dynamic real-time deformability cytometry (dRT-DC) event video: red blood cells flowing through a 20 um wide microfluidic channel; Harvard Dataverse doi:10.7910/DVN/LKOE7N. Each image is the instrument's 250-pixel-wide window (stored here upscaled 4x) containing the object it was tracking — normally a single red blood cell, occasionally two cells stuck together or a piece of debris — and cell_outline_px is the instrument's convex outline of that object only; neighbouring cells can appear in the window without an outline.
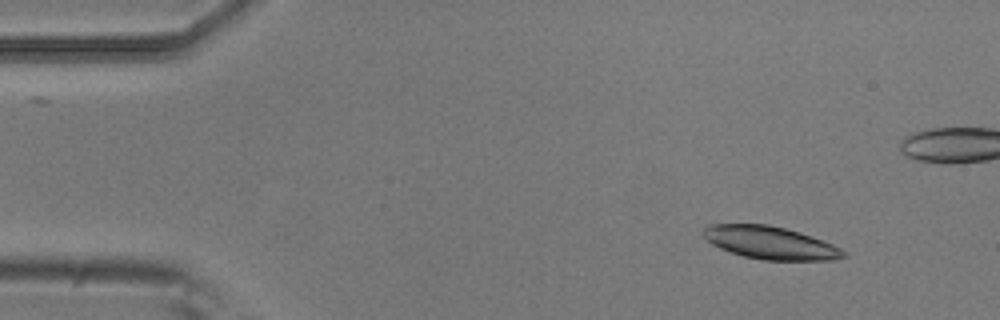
{"species": "common noctule bat (a hibernating species)", "species_latin": "Nyctalus noctula", "temperature_condition": "room temperature", "stored_images_in_passage": 6, "camera_frame_rate_fps": 3000, "um_per_image_px": 0.085, "animal": {"sex": "male", "body_mass_g": 20.5, "forearm_length_mm": 52.5}, "frame": {"image": 1, "passage_image": 1, "time_ms": 0.0, "image_size_px": [1000, 320], "cell_outline_px": [[848, 256], [832, 260], [764, 260], [744, 256], [720, 248], [712, 244], [704, 236], [704, 228], [708, 224], [768, 224], [800, 232], [812, 236], [832, 244], [848, 252]], "centroid_in_image_um": [65.52, 20.63], "position_along_channel_um": 19.5, "area_um2": 26.65}}
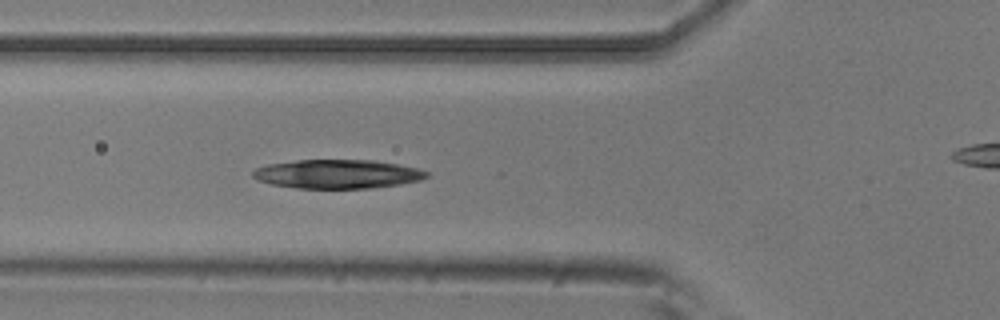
{"frame": {"image": 2, "passage_image": 5, "time_ms": 1.333, "image_size_px": [1000, 320], "cell_outline_px": [[428, 176], [420, 180], [400, 184], [372, 188], [296, 188], [272, 184], [260, 180], [252, 176], [252, 172], [256, 168], [268, 164], [296, 160], [372, 160], [396, 164], [416, 168], [428, 172]], "centroid_in_image_um": [28.67, 14.79], "position_along_channel_um": 97.1, "area_um2": 29.02}}